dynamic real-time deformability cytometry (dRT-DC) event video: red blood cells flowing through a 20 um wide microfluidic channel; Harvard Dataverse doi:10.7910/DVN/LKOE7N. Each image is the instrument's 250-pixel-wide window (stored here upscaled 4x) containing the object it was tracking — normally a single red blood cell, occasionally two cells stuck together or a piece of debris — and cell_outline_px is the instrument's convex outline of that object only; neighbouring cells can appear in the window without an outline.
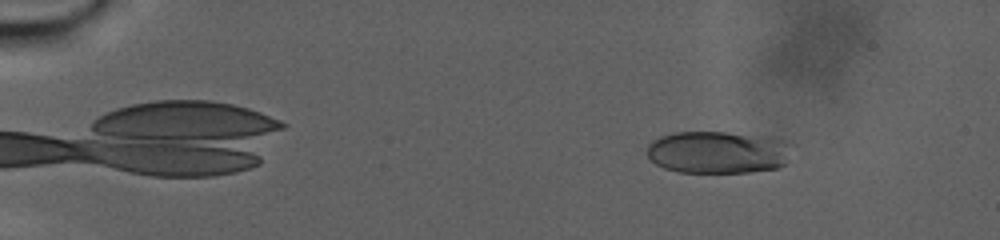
{"species": "human", "species_latin": "Homo sapiens", "temperature_condition": "warm", "stored_images_in_passage": 101, "camera_frame_rate_fps": 3000, "um_per_image_px": 0.085, "donor": {"sex": "male"}, "frame": {"image": 1, "passage_image": 13, "time_ms": 4.0, "image_size_px": [1000, 240], "cell_outline_px": [[796, 144], [784, 164], [776, 168], [748, 172], [680, 172], [664, 168], [656, 164], [648, 156], [648, 144], [652, 140], [660, 136], [676, 132], [728, 132], [776, 136]], "centroid_in_image_um": [61.12, 12.91], "position_along_channel_um": 23.9, "area_um2": 36.47}}
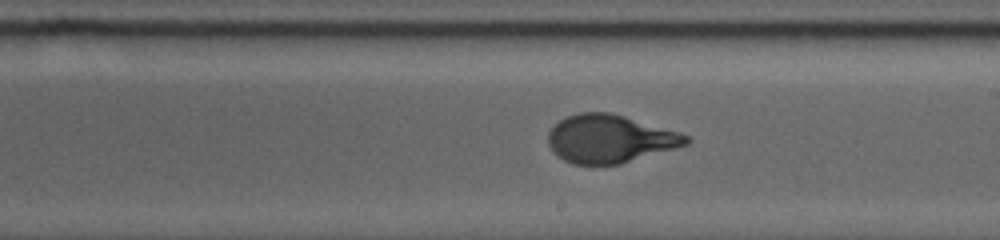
{"frame": {"image": 2, "passage_image": 61, "time_ms": 20.0, "image_size_px": [1000, 240], "cell_outline_px": [[692, 140], [688, 144], [620, 164], [572, 164], [556, 156], [552, 152], [548, 144], [548, 132], [560, 120], [568, 116], [580, 112], [612, 112], [680, 132], [688, 136]], "centroid_in_image_um": [51.83, 11.79], "position_along_channel_um": 237.2, "area_um2": 38.67}}
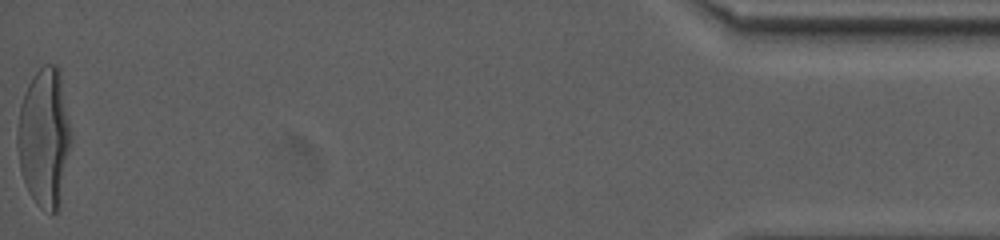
{"frame": {"image": 3, "passage_image": 101, "time_ms": 33.333, "image_size_px": [1000, 240], "cell_outline_px": [[72, 144], [60, 200], [56, 212], [52, 216], [40, 208], [36, 204], [28, 192], [24, 184], [20, 168], [16, 144], [16, 132], [20, 104], [24, 92], [32, 76], [44, 64], [56, 64], [60, 68], [72, 132]], "centroid_in_image_um": [3.77, 11.69], "position_along_channel_um": 431.4, "area_um2": 44.56}, "authors_computed_cell_mechanics": {"area_um2": 38.6104, "velocity_mm_per_s": 2.0853, "shape_relaxation_time_tau1_ms": 10.3122, "shape_relaxation_time_tau2_ms": null, "deformation_change_tau1": 0.2865, "deformation_change_tau2": null}}